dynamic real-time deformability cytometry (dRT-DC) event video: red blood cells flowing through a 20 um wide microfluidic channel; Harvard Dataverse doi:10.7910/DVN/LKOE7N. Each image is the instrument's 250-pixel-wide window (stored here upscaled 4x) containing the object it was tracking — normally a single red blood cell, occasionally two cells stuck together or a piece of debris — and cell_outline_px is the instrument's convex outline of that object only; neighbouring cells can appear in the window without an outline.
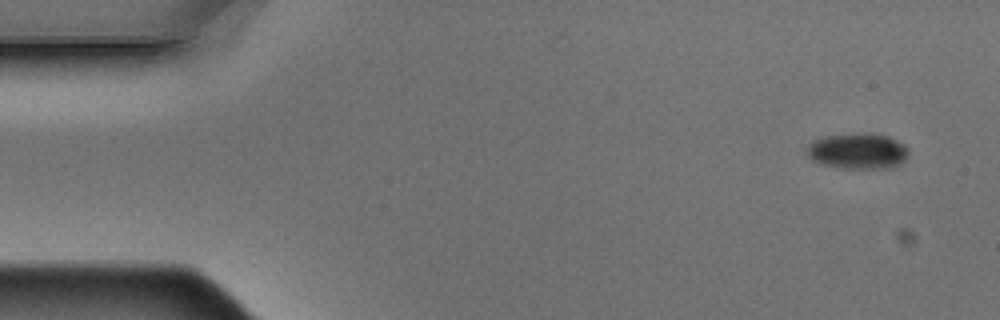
{"species": "Egyptian fruit bat (a non-hibernating species)", "species_latin": "Rousettus aegyptiacus", "temperature_condition": "warm", "stored_images_in_passage": 5, "segment_of_instrument_passage": [1, 2], "camera_frame_rate_fps": 3000, "um_per_image_px": 0.085, "animal": {"sex": "male"}, "frame": {"image": 1, "passage_image": 1, "time_ms": 0.0, "image_size_px": [1000, 320], "cell_outline_px": [[908, 152], [904, 160], [900, 164], [888, 168], [840, 168], [820, 164], [812, 160], [808, 156], [808, 144], [812, 140], [824, 136], [860, 132], [868, 132], [888, 136], [904, 144], [908, 148]], "centroid_in_image_um": [72.89, 12.82], "position_along_channel_um": 12.1, "area_um2": 21.44}}